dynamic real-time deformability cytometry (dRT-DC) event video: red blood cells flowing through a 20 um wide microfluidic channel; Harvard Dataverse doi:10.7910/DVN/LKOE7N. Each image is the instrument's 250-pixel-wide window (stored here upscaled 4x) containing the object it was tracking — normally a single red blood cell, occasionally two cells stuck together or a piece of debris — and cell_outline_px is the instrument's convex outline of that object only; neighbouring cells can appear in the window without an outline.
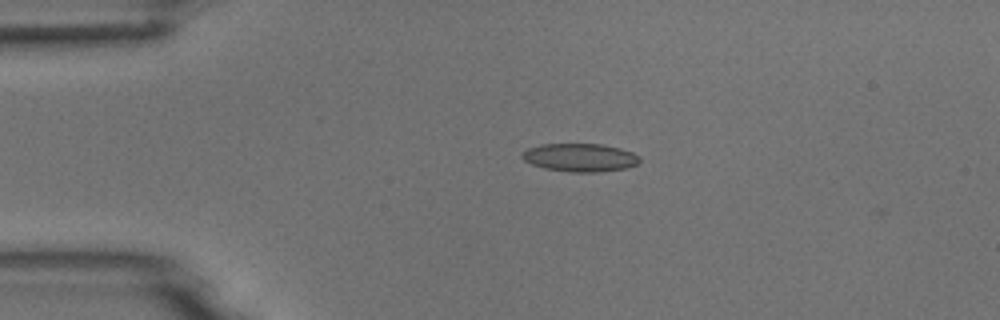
{"species": "common noctule bat (a hibernating species)", "species_latin": "Nyctalus noctula", "temperature_condition": "room temperature", "stored_images_in_passage": 3, "camera_frame_rate_fps": 3000, "um_per_image_px": 0.085, "animal": {"sex": "male", "body_mass_g": 18.8}, "frame": {"image": 1, "passage_image": 1, "time_ms": 0.0, "image_size_px": [1000, 320], "cell_outline_px": [[640, 160], [636, 164], [628, 168], [596, 172], [572, 172], [544, 168], [532, 164], [524, 160], [520, 156], [528, 148], [540, 144], [600, 144], [620, 148], [632, 152], [640, 156]], "centroid_in_image_um": [49.31, 13.39], "position_along_channel_um": 35.7, "area_um2": 19.25}}